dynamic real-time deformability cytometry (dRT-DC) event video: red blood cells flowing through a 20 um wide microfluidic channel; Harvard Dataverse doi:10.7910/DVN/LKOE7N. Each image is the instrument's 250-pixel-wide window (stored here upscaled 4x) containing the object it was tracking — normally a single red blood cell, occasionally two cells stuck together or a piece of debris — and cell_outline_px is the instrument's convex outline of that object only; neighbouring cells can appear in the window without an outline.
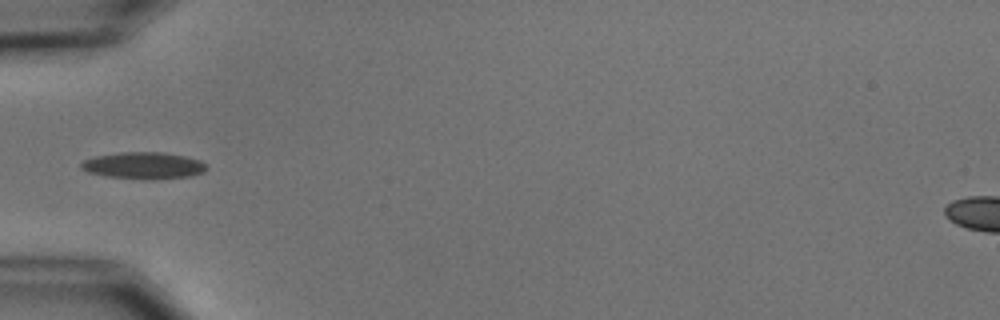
{"species": "common noctule bat (a hibernating species)", "species_latin": "Nyctalus noctula", "temperature_condition": "cold", "stored_images_in_passage": 3, "camera_frame_rate_fps": 3000, "um_per_image_px": 0.085, "animal": {"sex": "male", "body_mass_g": 15.6}, "frame": {"image": 1, "passage_image": 3, "time_ms": 2.333, "image_size_px": [1000, 320], "cell_outline_px": [[208, 168], [204, 172], [192, 176], [152, 180], [144, 180], [104, 176], [88, 172], [80, 168], [80, 164], [84, 160], [96, 156], [120, 152], [160, 152], [184, 156], [200, 160], [208, 164]], "centroid_in_image_um": [12.23, 14.08], "position_along_channel_um": 72.8, "area_um2": 19.88}}